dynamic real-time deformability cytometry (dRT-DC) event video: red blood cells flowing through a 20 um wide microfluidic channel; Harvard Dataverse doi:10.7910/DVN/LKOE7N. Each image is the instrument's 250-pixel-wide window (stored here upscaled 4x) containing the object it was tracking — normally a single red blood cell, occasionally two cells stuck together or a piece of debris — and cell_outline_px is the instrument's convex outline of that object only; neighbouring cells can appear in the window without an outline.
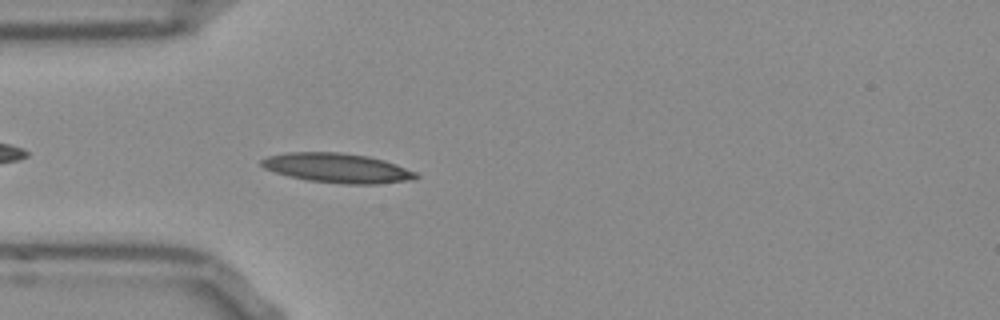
{"species": "Egyptian fruit bat (a non-hibernating species)", "species_latin": "Rousettus aegyptiacus", "temperature_condition": "room temperature", "stored_images_in_passage": 43, "camera_frame_rate_fps": 3000, "um_per_image_px": 0.085, "frame": {"image": 1, "passage_image": 5, "time_ms": 1.333, "image_size_px": [1000, 320], "cell_outline_px": [[420, 176], [412, 180], [376, 184], [344, 184], [308, 180], [288, 176], [264, 168], [260, 164], [260, 160], [268, 156], [288, 152], [340, 152], [368, 156], [384, 160], [396, 164], [416, 172]], "centroid_in_image_um": [28.68, 14.28], "position_along_channel_um": 56.3, "area_um2": 26.59}}
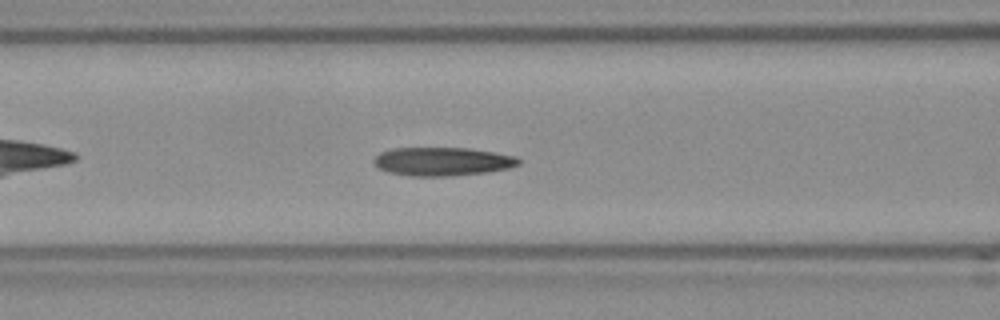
{"frame": {"image": 2, "passage_image": 11, "time_ms": 3.333, "image_size_px": [1000, 320], "cell_outline_px": [[520, 164], [508, 168], [488, 172], [452, 176], [412, 176], [388, 172], [376, 168], [372, 160], [380, 152], [392, 148], [468, 148], [516, 156], [520, 160]], "centroid_in_image_um": [37.57, 13.73], "position_along_channel_um": 129.0, "area_um2": 24.16}}
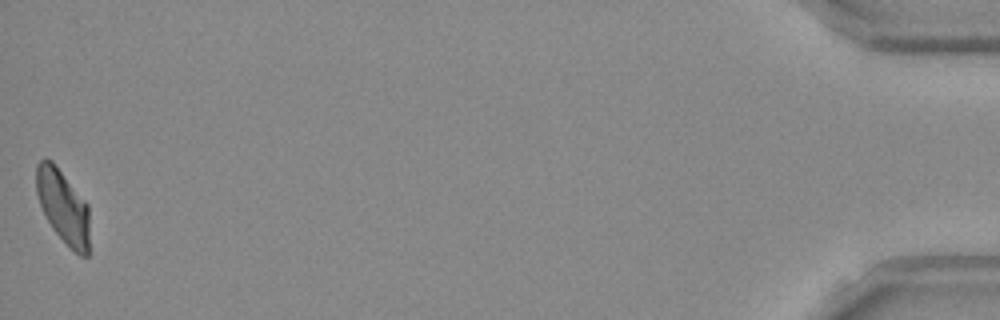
{"frame": {"image": 3, "passage_image": 43, "time_ms": 14.0, "image_size_px": [1000, 320], "cell_outline_px": [[88, 256], [80, 256], [52, 228], [40, 204], [36, 192], [36, 164], [40, 160], [52, 160], [88, 204]], "centroid_in_image_um": [5.35, 17.52], "position_along_channel_um": 429.8, "area_um2": 22.31}, "authors_computed_cell_mechanics": {"area_um2": 23.7558, "velocity_mm_per_s": 3.7765, "shape_relaxation_time_tau1_ms": 3.7719, "shape_relaxation_time_tau2_ms": 2.4099, "deformation_change_tau1": 0.1603, "deformation_change_tau2": 0.106}}